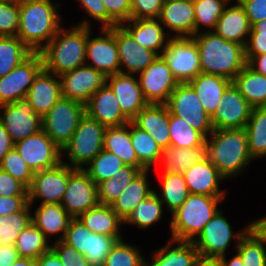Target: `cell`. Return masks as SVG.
<instances>
[{
	"label": "cell",
	"instance_id": "obj_1",
	"mask_svg": "<svg viewBox=\"0 0 266 266\" xmlns=\"http://www.w3.org/2000/svg\"><path fill=\"white\" fill-rule=\"evenodd\" d=\"M61 6L52 0H19L16 36L32 52H40L62 26Z\"/></svg>",
	"mask_w": 266,
	"mask_h": 266
},
{
	"label": "cell",
	"instance_id": "obj_2",
	"mask_svg": "<svg viewBox=\"0 0 266 266\" xmlns=\"http://www.w3.org/2000/svg\"><path fill=\"white\" fill-rule=\"evenodd\" d=\"M85 17L73 27L59 28L56 35L39 52L43 69L57 76L85 64L87 45V26L91 20Z\"/></svg>",
	"mask_w": 266,
	"mask_h": 266
},
{
	"label": "cell",
	"instance_id": "obj_3",
	"mask_svg": "<svg viewBox=\"0 0 266 266\" xmlns=\"http://www.w3.org/2000/svg\"><path fill=\"white\" fill-rule=\"evenodd\" d=\"M193 38L199 50L201 73L218 75L233 81L247 65L244 45L227 41L206 28Z\"/></svg>",
	"mask_w": 266,
	"mask_h": 266
},
{
	"label": "cell",
	"instance_id": "obj_4",
	"mask_svg": "<svg viewBox=\"0 0 266 266\" xmlns=\"http://www.w3.org/2000/svg\"><path fill=\"white\" fill-rule=\"evenodd\" d=\"M206 156L227 180L234 179L254 160L248 150L247 133L241 129H213L205 140Z\"/></svg>",
	"mask_w": 266,
	"mask_h": 266
},
{
	"label": "cell",
	"instance_id": "obj_5",
	"mask_svg": "<svg viewBox=\"0 0 266 266\" xmlns=\"http://www.w3.org/2000/svg\"><path fill=\"white\" fill-rule=\"evenodd\" d=\"M225 197L189 194L182 205L171 213L170 238L192 242L220 210L219 203Z\"/></svg>",
	"mask_w": 266,
	"mask_h": 266
},
{
	"label": "cell",
	"instance_id": "obj_6",
	"mask_svg": "<svg viewBox=\"0 0 266 266\" xmlns=\"http://www.w3.org/2000/svg\"><path fill=\"white\" fill-rule=\"evenodd\" d=\"M105 129V126L85 113L69 143L62 149V157L66 152L68 159H62V162L72 168L83 169L102 151Z\"/></svg>",
	"mask_w": 266,
	"mask_h": 266
},
{
	"label": "cell",
	"instance_id": "obj_7",
	"mask_svg": "<svg viewBox=\"0 0 266 266\" xmlns=\"http://www.w3.org/2000/svg\"><path fill=\"white\" fill-rule=\"evenodd\" d=\"M84 114V104L61 97L42 117V130L62 150L69 143Z\"/></svg>",
	"mask_w": 266,
	"mask_h": 266
},
{
	"label": "cell",
	"instance_id": "obj_8",
	"mask_svg": "<svg viewBox=\"0 0 266 266\" xmlns=\"http://www.w3.org/2000/svg\"><path fill=\"white\" fill-rule=\"evenodd\" d=\"M247 231L248 225L234 234L231 223L219 210L192 243L200 256L219 258L226 255L232 240H236L234 244L238 245Z\"/></svg>",
	"mask_w": 266,
	"mask_h": 266
},
{
	"label": "cell",
	"instance_id": "obj_9",
	"mask_svg": "<svg viewBox=\"0 0 266 266\" xmlns=\"http://www.w3.org/2000/svg\"><path fill=\"white\" fill-rule=\"evenodd\" d=\"M64 162L58 165L37 171L33 174L32 182L27 188L28 203L34 206L36 200L40 204H61L64 197L68 177L75 171Z\"/></svg>",
	"mask_w": 266,
	"mask_h": 266
},
{
	"label": "cell",
	"instance_id": "obj_10",
	"mask_svg": "<svg viewBox=\"0 0 266 266\" xmlns=\"http://www.w3.org/2000/svg\"><path fill=\"white\" fill-rule=\"evenodd\" d=\"M161 56L179 83H188L201 73L199 50L193 37H171Z\"/></svg>",
	"mask_w": 266,
	"mask_h": 266
},
{
	"label": "cell",
	"instance_id": "obj_11",
	"mask_svg": "<svg viewBox=\"0 0 266 266\" xmlns=\"http://www.w3.org/2000/svg\"><path fill=\"white\" fill-rule=\"evenodd\" d=\"M172 115L184 119L205 138L213 131L210 116L205 112L194 89L188 83H179L166 103Z\"/></svg>",
	"mask_w": 266,
	"mask_h": 266
},
{
	"label": "cell",
	"instance_id": "obj_12",
	"mask_svg": "<svg viewBox=\"0 0 266 266\" xmlns=\"http://www.w3.org/2000/svg\"><path fill=\"white\" fill-rule=\"evenodd\" d=\"M92 27L93 25L87 26L85 64L102 72L106 77L117 74L120 72V64L114 27L99 28L101 35L96 37L92 36Z\"/></svg>",
	"mask_w": 266,
	"mask_h": 266
},
{
	"label": "cell",
	"instance_id": "obj_13",
	"mask_svg": "<svg viewBox=\"0 0 266 266\" xmlns=\"http://www.w3.org/2000/svg\"><path fill=\"white\" fill-rule=\"evenodd\" d=\"M43 69L39 52H32L9 74L0 78V105L26 98L35 77Z\"/></svg>",
	"mask_w": 266,
	"mask_h": 266
},
{
	"label": "cell",
	"instance_id": "obj_14",
	"mask_svg": "<svg viewBox=\"0 0 266 266\" xmlns=\"http://www.w3.org/2000/svg\"><path fill=\"white\" fill-rule=\"evenodd\" d=\"M0 123L14 144L42 130V117L26 98L0 105Z\"/></svg>",
	"mask_w": 266,
	"mask_h": 266
},
{
	"label": "cell",
	"instance_id": "obj_15",
	"mask_svg": "<svg viewBox=\"0 0 266 266\" xmlns=\"http://www.w3.org/2000/svg\"><path fill=\"white\" fill-rule=\"evenodd\" d=\"M137 77L149 104H166L179 84L162 56H157Z\"/></svg>",
	"mask_w": 266,
	"mask_h": 266
},
{
	"label": "cell",
	"instance_id": "obj_16",
	"mask_svg": "<svg viewBox=\"0 0 266 266\" xmlns=\"http://www.w3.org/2000/svg\"><path fill=\"white\" fill-rule=\"evenodd\" d=\"M14 147L33 173L62 162V150L43 130L15 143Z\"/></svg>",
	"mask_w": 266,
	"mask_h": 266
},
{
	"label": "cell",
	"instance_id": "obj_17",
	"mask_svg": "<svg viewBox=\"0 0 266 266\" xmlns=\"http://www.w3.org/2000/svg\"><path fill=\"white\" fill-rule=\"evenodd\" d=\"M220 104L210 117L213 129L245 128L253 107L231 82L223 92Z\"/></svg>",
	"mask_w": 266,
	"mask_h": 266
},
{
	"label": "cell",
	"instance_id": "obj_18",
	"mask_svg": "<svg viewBox=\"0 0 266 266\" xmlns=\"http://www.w3.org/2000/svg\"><path fill=\"white\" fill-rule=\"evenodd\" d=\"M97 185L83 169H76L69 177L61 206L72 218L96 207Z\"/></svg>",
	"mask_w": 266,
	"mask_h": 266
},
{
	"label": "cell",
	"instance_id": "obj_19",
	"mask_svg": "<svg viewBox=\"0 0 266 266\" xmlns=\"http://www.w3.org/2000/svg\"><path fill=\"white\" fill-rule=\"evenodd\" d=\"M62 97L86 104L90 97L106 84V76L86 64L59 76Z\"/></svg>",
	"mask_w": 266,
	"mask_h": 266
},
{
	"label": "cell",
	"instance_id": "obj_20",
	"mask_svg": "<svg viewBox=\"0 0 266 266\" xmlns=\"http://www.w3.org/2000/svg\"><path fill=\"white\" fill-rule=\"evenodd\" d=\"M123 114L131 121L149 103L145 100L136 74L118 72L106 77Z\"/></svg>",
	"mask_w": 266,
	"mask_h": 266
},
{
	"label": "cell",
	"instance_id": "obj_21",
	"mask_svg": "<svg viewBox=\"0 0 266 266\" xmlns=\"http://www.w3.org/2000/svg\"><path fill=\"white\" fill-rule=\"evenodd\" d=\"M114 36L118 46L120 72L138 74L145 70L158 56L155 52L142 47L121 26H114Z\"/></svg>",
	"mask_w": 266,
	"mask_h": 266
},
{
	"label": "cell",
	"instance_id": "obj_22",
	"mask_svg": "<svg viewBox=\"0 0 266 266\" xmlns=\"http://www.w3.org/2000/svg\"><path fill=\"white\" fill-rule=\"evenodd\" d=\"M160 23L167 28L171 37H193L195 35V15L193 0L164 1ZM171 31V32H170Z\"/></svg>",
	"mask_w": 266,
	"mask_h": 266
},
{
	"label": "cell",
	"instance_id": "obj_23",
	"mask_svg": "<svg viewBox=\"0 0 266 266\" xmlns=\"http://www.w3.org/2000/svg\"><path fill=\"white\" fill-rule=\"evenodd\" d=\"M85 113L105 127L120 126L130 122L107 84L90 97L85 104Z\"/></svg>",
	"mask_w": 266,
	"mask_h": 266
},
{
	"label": "cell",
	"instance_id": "obj_24",
	"mask_svg": "<svg viewBox=\"0 0 266 266\" xmlns=\"http://www.w3.org/2000/svg\"><path fill=\"white\" fill-rule=\"evenodd\" d=\"M190 194L226 196L219 183L226 180L216 166L206 157L182 173Z\"/></svg>",
	"mask_w": 266,
	"mask_h": 266
},
{
	"label": "cell",
	"instance_id": "obj_25",
	"mask_svg": "<svg viewBox=\"0 0 266 266\" xmlns=\"http://www.w3.org/2000/svg\"><path fill=\"white\" fill-rule=\"evenodd\" d=\"M62 97L59 76L42 69L27 92L26 99L36 114L43 117Z\"/></svg>",
	"mask_w": 266,
	"mask_h": 266
},
{
	"label": "cell",
	"instance_id": "obj_26",
	"mask_svg": "<svg viewBox=\"0 0 266 266\" xmlns=\"http://www.w3.org/2000/svg\"><path fill=\"white\" fill-rule=\"evenodd\" d=\"M121 26L133 37V39L142 47L155 52L161 56L168 40L171 36L168 30L157 19H130L121 24Z\"/></svg>",
	"mask_w": 266,
	"mask_h": 266
},
{
	"label": "cell",
	"instance_id": "obj_27",
	"mask_svg": "<svg viewBox=\"0 0 266 266\" xmlns=\"http://www.w3.org/2000/svg\"><path fill=\"white\" fill-rule=\"evenodd\" d=\"M131 121L149 133L161 148L170 146V111L166 104H148Z\"/></svg>",
	"mask_w": 266,
	"mask_h": 266
},
{
	"label": "cell",
	"instance_id": "obj_28",
	"mask_svg": "<svg viewBox=\"0 0 266 266\" xmlns=\"http://www.w3.org/2000/svg\"><path fill=\"white\" fill-rule=\"evenodd\" d=\"M230 4L224 8L213 31L227 41L246 46L251 32L249 19L238 1Z\"/></svg>",
	"mask_w": 266,
	"mask_h": 266
},
{
	"label": "cell",
	"instance_id": "obj_29",
	"mask_svg": "<svg viewBox=\"0 0 266 266\" xmlns=\"http://www.w3.org/2000/svg\"><path fill=\"white\" fill-rule=\"evenodd\" d=\"M31 213L32 223L48 238L55 237V241L64 239L72 217L61 204H39ZM51 236V237H50Z\"/></svg>",
	"mask_w": 266,
	"mask_h": 266
},
{
	"label": "cell",
	"instance_id": "obj_30",
	"mask_svg": "<svg viewBox=\"0 0 266 266\" xmlns=\"http://www.w3.org/2000/svg\"><path fill=\"white\" fill-rule=\"evenodd\" d=\"M198 255L191 241L170 238L166 245L152 253L151 262L145 259V266H193Z\"/></svg>",
	"mask_w": 266,
	"mask_h": 266
},
{
	"label": "cell",
	"instance_id": "obj_31",
	"mask_svg": "<svg viewBox=\"0 0 266 266\" xmlns=\"http://www.w3.org/2000/svg\"><path fill=\"white\" fill-rule=\"evenodd\" d=\"M77 218L95 234L112 236L117 241L124 239L120 233L123 220L111 209L110 205L98 204Z\"/></svg>",
	"mask_w": 266,
	"mask_h": 266
},
{
	"label": "cell",
	"instance_id": "obj_32",
	"mask_svg": "<svg viewBox=\"0 0 266 266\" xmlns=\"http://www.w3.org/2000/svg\"><path fill=\"white\" fill-rule=\"evenodd\" d=\"M150 169L140 171L126 187L124 192L112 202L111 209L124 221L135 207L153 192L149 185Z\"/></svg>",
	"mask_w": 266,
	"mask_h": 266
},
{
	"label": "cell",
	"instance_id": "obj_33",
	"mask_svg": "<svg viewBox=\"0 0 266 266\" xmlns=\"http://www.w3.org/2000/svg\"><path fill=\"white\" fill-rule=\"evenodd\" d=\"M231 82L218 75L200 73L188 84L194 89L205 112L211 117L220 104L224 90Z\"/></svg>",
	"mask_w": 266,
	"mask_h": 266
},
{
	"label": "cell",
	"instance_id": "obj_34",
	"mask_svg": "<svg viewBox=\"0 0 266 266\" xmlns=\"http://www.w3.org/2000/svg\"><path fill=\"white\" fill-rule=\"evenodd\" d=\"M103 149L117 155L125 165L137 167L141 171L146 169L138 161L133 149L130 137V122L120 126L106 127Z\"/></svg>",
	"mask_w": 266,
	"mask_h": 266
},
{
	"label": "cell",
	"instance_id": "obj_35",
	"mask_svg": "<svg viewBox=\"0 0 266 266\" xmlns=\"http://www.w3.org/2000/svg\"><path fill=\"white\" fill-rule=\"evenodd\" d=\"M206 147L180 148L168 146L161 148L158 163L164 173H184L188 168L206 158Z\"/></svg>",
	"mask_w": 266,
	"mask_h": 266
},
{
	"label": "cell",
	"instance_id": "obj_36",
	"mask_svg": "<svg viewBox=\"0 0 266 266\" xmlns=\"http://www.w3.org/2000/svg\"><path fill=\"white\" fill-rule=\"evenodd\" d=\"M232 83L253 108L266 107V76L246 65Z\"/></svg>",
	"mask_w": 266,
	"mask_h": 266
},
{
	"label": "cell",
	"instance_id": "obj_37",
	"mask_svg": "<svg viewBox=\"0 0 266 266\" xmlns=\"http://www.w3.org/2000/svg\"><path fill=\"white\" fill-rule=\"evenodd\" d=\"M161 180L162 183L160 188L162 194L159 195L156 192L157 190H154V193L169 212L173 213L182 205L190 194L186 181L181 173H162Z\"/></svg>",
	"mask_w": 266,
	"mask_h": 266
},
{
	"label": "cell",
	"instance_id": "obj_38",
	"mask_svg": "<svg viewBox=\"0 0 266 266\" xmlns=\"http://www.w3.org/2000/svg\"><path fill=\"white\" fill-rule=\"evenodd\" d=\"M245 130L248 150L253 159L266 156V107L252 109Z\"/></svg>",
	"mask_w": 266,
	"mask_h": 266
},
{
	"label": "cell",
	"instance_id": "obj_39",
	"mask_svg": "<svg viewBox=\"0 0 266 266\" xmlns=\"http://www.w3.org/2000/svg\"><path fill=\"white\" fill-rule=\"evenodd\" d=\"M33 224L27 226L17 237L14 246L19 257L37 259L52 248V242Z\"/></svg>",
	"mask_w": 266,
	"mask_h": 266
},
{
	"label": "cell",
	"instance_id": "obj_40",
	"mask_svg": "<svg viewBox=\"0 0 266 266\" xmlns=\"http://www.w3.org/2000/svg\"><path fill=\"white\" fill-rule=\"evenodd\" d=\"M141 170L137 167L124 165L114 178L107 179L97 184V198L99 204L111 205L129 186L133 178Z\"/></svg>",
	"mask_w": 266,
	"mask_h": 266
},
{
	"label": "cell",
	"instance_id": "obj_41",
	"mask_svg": "<svg viewBox=\"0 0 266 266\" xmlns=\"http://www.w3.org/2000/svg\"><path fill=\"white\" fill-rule=\"evenodd\" d=\"M164 205L153 192L148 198L141 201L123 221V225H135L140 229H149L159 223L163 217Z\"/></svg>",
	"mask_w": 266,
	"mask_h": 266
},
{
	"label": "cell",
	"instance_id": "obj_42",
	"mask_svg": "<svg viewBox=\"0 0 266 266\" xmlns=\"http://www.w3.org/2000/svg\"><path fill=\"white\" fill-rule=\"evenodd\" d=\"M130 137L138 161L146 169L151 170V167L158 163L161 147L149 133L137 127L132 121H130Z\"/></svg>",
	"mask_w": 266,
	"mask_h": 266
},
{
	"label": "cell",
	"instance_id": "obj_43",
	"mask_svg": "<svg viewBox=\"0 0 266 266\" xmlns=\"http://www.w3.org/2000/svg\"><path fill=\"white\" fill-rule=\"evenodd\" d=\"M31 53L17 36H0V78L9 74Z\"/></svg>",
	"mask_w": 266,
	"mask_h": 266
},
{
	"label": "cell",
	"instance_id": "obj_44",
	"mask_svg": "<svg viewBox=\"0 0 266 266\" xmlns=\"http://www.w3.org/2000/svg\"><path fill=\"white\" fill-rule=\"evenodd\" d=\"M124 165V162L117 155L102 149L83 170L97 185L102 181L114 178Z\"/></svg>",
	"mask_w": 266,
	"mask_h": 266
},
{
	"label": "cell",
	"instance_id": "obj_45",
	"mask_svg": "<svg viewBox=\"0 0 266 266\" xmlns=\"http://www.w3.org/2000/svg\"><path fill=\"white\" fill-rule=\"evenodd\" d=\"M170 146L180 148L206 147V138L193 129L184 119L170 113Z\"/></svg>",
	"mask_w": 266,
	"mask_h": 266
},
{
	"label": "cell",
	"instance_id": "obj_46",
	"mask_svg": "<svg viewBox=\"0 0 266 266\" xmlns=\"http://www.w3.org/2000/svg\"><path fill=\"white\" fill-rule=\"evenodd\" d=\"M31 208L28 203L19 212L0 215V245H14L19 234L32 223Z\"/></svg>",
	"mask_w": 266,
	"mask_h": 266
},
{
	"label": "cell",
	"instance_id": "obj_47",
	"mask_svg": "<svg viewBox=\"0 0 266 266\" xmlns=\"http://www.w3.org/2000/svg\"><path fill=\"white\" fill-rule=\"evenodd\" d=\"M229 3V0H193L195 34L204 31L201 29L203 26L209 28L208 31H213L224 8Z\"/></svg>",
	"mask_w": 266,
	"mask_h": 266
},
{
	"label": "cell",
	"instance_id": "obj_48",
	"mask_svg": "<svg viewBox=\"0 0 266 266\" xmlns=\"http://www.w3.org/2000/svg\"><path fill=\"white\" fill-rule=\"evenodd\" d=\"M140 248L118 240L111 248L103 266H145V258Z\"/></svg>",
	"mask_w": 266,
	"mask_h": 266
},
{
	"label": "cell",
	"instance_id": "obj_49",
	"mask_svg": "<svg viewBox=\"0 0 266 266\" xmlns=\"http://www.w3.org/2000/svg\"><path fill=\"white\" fill-rule=\"evenodd\" d=\"M234 246L244 266H266V247L248 231Z\"/></svg>",
	"mask_w": 266,
	"mask_h": 266
},
{
	"label": "cell",
	"instance_id": "obj_50",
	"mask_svg": "<svg viewBox=\"0 0 266 266\" xmlns=\"http://www.w3.org/2000/svg\"><path fill=\"white\" fill-rule=\"evenodd\" d=\"M0 169L9 173L13 178L19 180L27 188L33 178V171L28 167L15 147H13L0 162Z\"/></svg>",
	"mask_w": 266,
	"mask_h": 266
},
{
	"label": "cell",
	"instance_id": "obj_51",
	"mask_svg": "<svg viewBox=\"0 0 266 266\" xmlns=\"http://www.w3.org/2000/svg\"><path fill=\"white\" fill-rule=\"evenodd\" d=\"M63 241L80 254H90L91 231L78 218H72Z\"/></svg>",
	"mask_w": 266,
	"mask_h": 266
},
{
	"label": "cell",
	"instance_id": "obj_52",
	"mask_svg": "<svg viewBox=\"0 0 266 266\" xmlns=\"http://www.w3.org/2000/svg\"><path fill=\"white\" fill-rule=\"evenodd\" d=\"M19 27V1L0 0V36H16Z\"/></svg>",
	"mask_w": 266,
	"mask_h": 266
},
{
	"label": "cell",
	"instance_id": "obj_53",
	"mask_svg": "<svg viewBox=\"0 0 266 266\" xmlns=\"http://www.w3.org/2000/svg\"><path fill=\"white\" fill-rule=\"evenodd\" d=\"M117 240L112 236L99 235L91 232L90 254L84 256L91 266H103L107 255Z\"/></svg>",
	"mask_w": 266,
	"mask_h": 266
},
{
	"label": "cell",
	"instance_id": "obj_54",
	"mask_svg": "<svg viewBox=\"0 0 266 266\" xmlns=\"http://www.w3.org/2000/svg\"><path fill=\"white\" fill-rule=\"evenodd\" d=\"M51 250L59 257L64 266H91L88 259L63 240L54 241Z\"/></svg>",
	"mask_w": 266,
	"mask_h": 266
},
{
	"label": "cell",
	"instance_id": "obj_55",
	"mask_svg": "<svg viewBox=\"0 0 266 266\" xmlns=\"http://www.w3.org/2000/svg\"><path fill=\"white\" fill-rule=\"evenodd\" d=\"M164 0H131V19H157Z\"/></svg>",
	"mask_w": 266,
	"mask_h": 266
},
{
	"label": "cell",
	"instance_id": "obj_56",
	"mask_svg": "<svg viewBox=\"0 0 266 266\" xmlns=\"http://www.w3.org/2000/svg\"><path fill=\"white\" fill-rule=\"evenodd\" d=\"M82 6L83 11L95 21L101 23L100 28H110L118 24L108 15L102 0H77Z\"/></svg>",
	"mask_w": 266,
	"mask_h": 266
},
{
	"label": "cell",
	"instance_id": "obj_57",
	"mask_svg": "<svg viewBox=\"0 0 266 266\" xmlns=\"http://www.w3.org/2000/svg\"><path fill=\"white\" fill-rule=\"evenodd\" d=\"M108 15L121 25L131 19V0H102Z\"/></svg>",
	"mask_w": 266,
	"mask_h": 266
},
{
	"label": "cell",
	"instance_id": "obj_58",
	"mask_svg": "<svg viewBox=\"0 0 266 266\" xmlns=\"http://www.w3.org/2000/svg\"><path fill=\"white\" fill-rule=\"evenodd\" d=\"M0 196H27V187L0 169Z\"/></svg>",
	"mask_w": 266,
	"mask_h": 266
},
{
	"label": "cell",
	"instance_id": "obj_59",
	"mask_svg": "<svg viewBox=\"0 0 266 266\" xmlns=\"http://www.w3.org/2000/svg\"><path fill=\"white\" fill-rule=\"evenodd\" d=\"M244 8L250 25L266 19V0H238Z\"/></svg>",
	"mask_w": 266,
	"mask_h": 266
},
{
	"label": "cell",
	"instance_id": "obj_60",
	"mask_svg": "<svg viewBox=\"0 0 266 266\" xmlns=\"http://www.w3.org/2000/svg\"><path fill=\"white\" fill-rule=\"evenodd\" d=\"M28 204V196H0V215L21 211Z\"/></svg>",
	"mask_w": 266,
	"mask_h": 266
},
{
	"label": "cell",
	"instance_id": "obj_61",
	"mask_svg": "<svg viewBox=\"0 0 266 266\" xmlns=\"http://www.w3.org/2000/svg\"><path fill=\"white\" fill-rule=\"evenodd\" d=\"M266 54V36L260 34H249L245 46V57L248 61L254 55Z\"/></svg>",
	"mask_w": 266,
	"mask_h": 266
},
{
	"label": "cell",
	"instance_id": "obj_62",
	"mask_svg": "<svg viewBox=\"0 0 266 266\" xmlns=\"http://www.w3.org/2000/svg\"><path fill=\"white\" fill-rule=\"evenodd\" d=\"M249 223L248 232L266 247V215Z\"/></svg>",
	"mask_w": 266,
	"mask_h": 266
},
{
	"label": "cell",
	"instance_id": "obj_63",
	"mask_svg": "<svg viewBox=\"0 0 266 266\" xmlns=\"http://www.w3.org/2000/svg\"><path fill=\"white\" fill-rule=\"evenodd\" d=\"M19 258L14 245H0V266H10Z\"/></svg>",
	"mask_w": 266,
	"mask_h": 266
},
{
	"label": "cell",
	"instance_id": "obj_64",
	"mask_svg": "<svg viewBox=\"0 0 266 266\" xmlns=\"http://www.w3.org/2000/svg\"><path fill=\"white\" fill-rule=\"evenodd\" d=\"M14 147L10 135L8 134L5 126L0 123V162L3 157Z\"/></svg>",
	"mask_w": 266,
	"mask_h": 266
},
{
	"label": "cell",
	"instance_id": "obj_65",
	"mask_svg": "<svg viewBox=\"0 0 266 266\" xmlns=\"http://www.w3.org/2000/svg\"><path fill=\"white\" fill-rule=\"evenodd\" d=\"M247 65L255 72L266 76V54L252 56L247 61Z\"/></svg>",
	"mask_w": 266,
	"mask_h": 266
},
{
	"label": "cell",
	"instance_id": "obj_66",
	"mask_svg": "<svg viewBox=\"0 0 266 266\" xmlns=\"http://www.w3.org/2000/svg\"><path fill=\"white\" fill-rule=\"evenodd\" d=\"M36 266H64L59 257L52 251L42 254L36 259Z\"/></svg>",
	"mask_w": 266,
	"mask_h": 266
},
{
	"label": "cell",
	"instance_id": "obj_67",
	"mask_svg": "<svg viewBox=\"0 0 266 266\" xmlns=\"http://www.w3.org/2000/svg\"><path fill=\"white\" fill-rule=\"evenodd\" d=\"M193 266H220L218 257L200 256L195 259Z\"/></svg>",
	"mask_w": 266,
	"mask_h": 266
},
{
	"label": "cell",
	"instance_id": "obj_68",
	"mask_svg": "<svg viewBox=\"0 0 266 266\" xmlns=\"http://www.w3.org/2000/svg\"><path fill=\"white\" fill-rule=\"evenodd\" d=\"M226 258V255L219 257L220 266H244L241 261L240 255L237 252L229 260H227Z\"/></svg>",
	"mask_w": 266,
	"mask_h": 266
},
{
	"label": "cell",
	"instance_id": "obj_69",
	"mask_svg": "<svg viewBox=\"0 0 266 266\" xmlns=\"http://www.w3.org/2000/svg\"><path fill=\"white\" fill-rule=\"evenodd\" d=\"M250 34H260V36H266V19L253 24L251 26Z\"/></svg>",
	"mask_w": 266,
	"mask_h": 266
},
{
	"label": "cell",
	"instance_id": "obj_70",
	"mask_svg": "<svg viewBox=\"0 0 266 266\" xmlns=\"http://www.w3.org/2000/svg\"><path fill=\"white\" fill-rule=\"evenodd\" d=\"M10 266H36V260L31 258L20 257Z\"/></svg>",
	"mask_w": 266,
	"mask_h": 266
}]
</instances>
